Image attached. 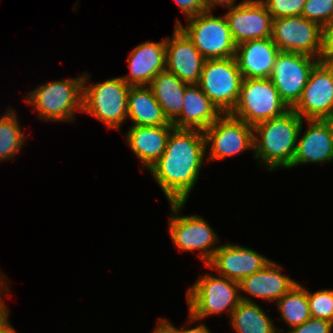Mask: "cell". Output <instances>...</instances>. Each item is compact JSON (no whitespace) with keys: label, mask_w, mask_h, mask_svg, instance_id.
I'll list each match as a JSON object with an SVG mask.
<instances>
[{"label":"cell","mask_w":333,"mask_h":333,"mask_svg":"<svg viewBox=\"0 0 333 333\" xmlns=\"http://www.w3.org/2000/svg\"><path fill=\"white\" fill-rule=\"evenodd\" d=\"M84 74L61 81H49L26 95L24 99L39 119L55 122L75 121L76 111L82 112Z\"/></svg>","instance_id":"3"},{"label":"cell","mask_w":333,"mask_h":333,"mask_svg":"<svg viewBox=\"0 0 333 333\" xmlns=\"http://www.w3.org/2000/svg\"><path fill=\"white\" fill-rule=\"evenodd\" d=\"M188 85L166 69L159 72L149 84L164 116L171 123L182 112L185 88Z\"/></svg>","instance_id":"24"},{"label":"cell","mask_w":333,"mask_h":333,"mask_svg":"<svg viewBox=\"0 0 333 333\" xmlns=\"http://www.w3.org/2000/svg\"><path fill=\"white\" fill-rule=\"evenodd\" d=\"M292 109L302 119H333V67L319 60Z\"/></svg>","instance_id":"12"},{"label":"cell","mask_w":333,"mask_h":333,"mask_svg":"<svg viewBox=\"0 0 333 333\" xmlns=\"http://www.w3.org/2000/svg\"><path fill=\"white\" fill-rule=\"evenodd\" d=\"M5 292L6 294L10 292L7 281L0 286V330H15L8 320L9 310L4 303V299L1 297V295H4Z\"/></svg>","instance_id":"34"},{"label":"cell","mask_w":333,"mask_h":333,"mask_svg":"<svg viewBox=\"0 0 333 333\" xmlns=\"http://www.w3.org/2000/svg\"><path fill=\"white\" fill-rule=\"evenodd\" d=\"M275 303H277L280 318L290 329L311 318L307 289L299 283Z\"/></svg>","instance_id":"26"},{"label":"cell","mask_w":333,"mask_h":333,"mask_svg":"<svg viewBox=\"0 0 333 333\" xmlns=\"http://www.w3.org/2000/svg\"><path fill=\"white\" fill-rule=\"evenodd\" d=\"M279 52L268 37L240 43L234 57L243 79H266L272 73Z\"/></svg>","instance_id":"19"},{"label":"cell","mask_w":333,"mask_h":333,"mask_svg":"<svg viewBox=\"0 0 333 333\" xmlns=\"http://www.w3.org/2000/svg\"><path fill=\"white\" fill-rule=\"evenodd\" d=\"M188 323L228 311L231 316L240 298L239 282L223 276L201 275L186 292Z\"/></svg>","instance_id":"4"},{"label":"cell","mask_w":333,"mask_h":333,"mask_svg":"<svg viewBox=\"0 0 333 333\" xmlns=\"http://www.w3.org/2000/svg\"><path fill=\"white\" fill-rule=\"evenodd\" d=\"M17 117L11 108L0 117V162L14 159L26 142Z\"/></svg>","instance_id":"27"},{"label":"cell","mask_w":333,"mask_h":333,"mask_svg":"<svg viewBox=\"0 0 333 333\" xmlns=\"http://www.w3.org/2000/svg\"><path fill=\"white\" fill-rule=\"evenodd\" d=\"M205 59L186 34L175 26L166 37V70L187 84H198Z\"/></svg>","instance_id":"17"},{"label":"cell","mask_w":333,"mask_h":333,"mask_svg":"<svg viewBox=\"0 0 333 333\" xmlns=\"http://www.w3.org/2000/svg\"><path fill=\"white\" fill-rule=\"evenodd\" d=\"M332 331V322L311 317L305 323L287 330L286 333H332Z\"/></svg>","instance_id":"31"},{"label":"cell","mask_w":333,"mask_h":333,"mask_svg":"<svg viewBox=\"0 0 333 333\" xmlns=\"http://www.w3.org/2000/svg\"><path fill=\"white\" fill-rule=\"evenodd\" d=\"M186 20V27L178 19L175 26L186 34L205 60L235 56L237 45L224 15L216 17L212 11H204Z\"/></svg>","instance_id":"6"},{"label":"cell","mask_w":333,"mask_h":333,"mask_svg":"<svg viewBox=\"0 0 333 333\" xmlns=\"http://www.w3.org/2000/svg\"><path fill=\"white\" fill-rule=\"evenodd\" d=\"M307 298L311 317L333 323V289H323L314 293L307 290Z\"/></svg>","instance_id":"28"},{"label":"cell","mask_w":333,"mask_h":333,"mask_svg":"<svg viewBox=\"0 0 333 333\" xmlns=\"http://www.w3.org/2000/svg\"><path fill=\"white\" fill-rule=\"evenodd\" d=\"M319 60L296 52L280 51L277 55L269 79L290 108L300 99L310 72Z\"/></svg>","instance_id":"13"},{"label":"cell","mask_w":333,"mask_h":333,"mask_svg":"<svg viewBox=\"0 0 333 333\" xmlns=\"http://www.w3.org/2000/svg\"><path fill=\"white\" fill-rule=\"evenodd\" d=\"M281 269V265L271 260L263 269L242 279L239 282V290L270 303L277 302L298 284L295 280L281 274Z\"/></svg>","instance_id":"22"},{"label":"cell","mask_w":333,"mask_h":333,"mask_svg":"<svg viewBox=\"0 0 333 333\" xmlns=\"http://www.w3.org/2000/svg\"><path fill=\"white\" fill-rule=\"evenodd\" d=\"M228 10L224 16L236 45L272 36L273 17L261 0H244Z\"/></svg>","instance_id":"14"},{"label":"cell","mask_w":333,"mask_h":333,"mask_svg":"<svg viewBox=\"0 0 333 333\" xmlns=\"http://www.w3.org/2000/svg\"><path fill=\"white\" fill-rule=\"evenodd\" d=\"M186 19L197 16L205 11L202 0H175Z\"/></svg>","instance_id":"33"},{"label":"cell","mask_w":333,"mask_h":333,"mask_svg":"<svg viewBox=\"0 0 333 333\" xmlns=\"http://www.w3.org/2000/svg\"><path fill=\"white\" fill-rule=\"evenodd\" d=\"M323 28L302 15L273 19L272 41L280 51L321 58Z\"/></svg>","instance_id":"11"},{"label":"cell","mask_w":333,"mask_h":333,"mask_svg":"<svg viewBox=\"0 0 333 333\" xmlns=\"http://www.w3.org/2000/svg\"><path fill=\"white\" fill-rule=\"evenodd\" d=\"M236 0H202V3L205 7V11H213V9L218 5L224 8H231L236 6Z\"/></svg>","instance_id":"36"},{"label":"cell","mask_w":333,"mask_h":333,"mask_svg":"<svg viewBox=\"0 0 333 333\" xmlns=\"http://www.w3.org/2000/svg\"><path fill=\"white\" fill-rule=\"evenodd\" d=\"M273 19L302 14L306 0H261Z\"/></svg>","instance_id":"30"},{"label":"cell","mask_w":333,"mask_h":333,"mask_svg":"<svg viewBox=\"0 0 333 333\" xmlns=\"http://www.w3.org/2000/svg\"><path fill=\"white\" fill-rule=\"evenodd\" d=\"M241 301L229 316L235 333H280L271 318L255 301L243 294Z\"/></svg>","instance_id":"25"},{"label":"cell","mask_w":333,"mask_h":333,"mask_svg":"<svg viewBox=\"0 0 333 333\" xmlns=\"http://www.w3.org/2000/svg\"><path fill=\"white\" fill-rule=\"evenodd\" d=\"M186 202H170L171 217H169L168 231L175 247L182 252L199 250L198 256L205 266L212 259L218 236L200 215L181 216L180 210ZM180 215V216H179Z\"/></svg>","instance_id":"8"},{"label":"cell","mask_w":333,"mask_h":333,"mask_svg":"<svg viewBox=\"0 0 333 333\" xmlns=\"http://www.w3.org/2000/svg\"><path fill=\"white\" fill-rule=\"evenodd\" d=\"M208 160L232 157L245 150H254L253 127L230 113L222 114L204 131Z\"/></svg>","instance_id":"10"},{"label":"cell","mask_w":333,"mask_h":333,"mask_svg":"<svg viewBox=\"0 0 333 333\" xmlns=\"http://www.w3.org/2000/svg\"><path fill=\"white\" fill-rule=\"evenodd\" d=\"M331 58H333V20L328 22L323 27L322 52L320 60L328 62Z\"/></svg>","instance_id":"32"},{"label":"cell","mask_w":333,"mask_h":333,"mask_svg":"<svg viewBox=\"0 0 333 333\" xmlns=\"http://www.w3.org/2000/svg\"><path fill=\"white\" fill-rule=\"evenodd\" d=\"M129 74L121 76L130 86H149L152 79L166 69V38L137 45L129 54Z\"/></svg>","instance_id":"18"},{"label":"cell","mask_w":333,"mask_h":333,"mask_svg":"<svg viewBox=\"0 0 333 333\" xmlns=\"http://www.w3.org/2000/svg\"><path fill=\"white\" fill-rule=\"evenodd\" d=\"M290 109L269 78L243 79L238 102L230 114L254 127Z\"/></svg>","instance_id":"7"},{"label":"cell","mask_w":333,"mask_h":333,"mask_svg":"<svg viewBox=\"0 0 333 333\" xmlns=\"http://www.w3.org/2000/svg\"><path fill=\"white\" fill-rule=\"evenodd\" d=\"M127 118L133 122L132 126L173 125L164 116L149 86L130 87Z\"/></svg>","instance_id":"23"},{"label":"cell","mask_w":333,"mask_h":333,"mask_svg":"<svg viewBox=\"0 0 333 333\" xmlns=\"http://www.w3.org/2000/svg\"><path fill=\"white\" fill-rule=\"evenodd\" d=\"M184 328L185 327L180 329L181 333H211L210 330L203 323L190 329L189 328L184 329Z\"/></svg>","instance_id":"37"},{"label":"cell","mask_w":333,"mask_h":333,"mask_svg":"<svg viewBox=\"0 0 333 333\" xmlns=\"http://www.w3.org/2000/svg\"><path fill=\"white\" fill-rule=\"evenodd\" d=\"M303 119L291 108L253 127L254 158L269 171L290 169Z\"/></svg>","instance_id":"2"},{"label":"cell","mask_w":333,"mask_h":333,"mask_svg":"<svg viewBox=\"0 0 333 333\" xmlns=\"http://www.w3.org/2000/svg\"><path fill=\"white\" fill-rule=\"evenodd\" d=\"M4 276V277H3ZM7 276L3 275L1 272H0V286L6 281V278Z\"/></svg>","instance_id":"38"},{"label":"cell","mask_w":333,"mask_h":333,"mask_svg":"<svg viewBox=\"0 0 333 333\" xmlns=\"http://www.w3.org/2000/svg\"><path fill=\"white\" fill-rule=\"evenodd\" d=\"M82 112L88 113L103 122L109 129H117L127 119L128 85L122 77H114L103 82L89 83L90 75L84 72Z\"/></svg>","instance_id":"5"},{"label":"cell","mask_w":333,"mask_h":333,"mask_svg":"<svg viewBox=\"0 0 333 333\" xmlns=\"http://www.w3.org/2000/svg\"><path fill=\"white\" fill-rule=\"evenodd\" d=\"M301 15L323 28L333 20V0H306Z\"/></svg>","instance_id":"29"},{"label":"cell","mask_w":333,"mask_h":333,"mask_svg":"<svg viewBox=\"0 0 333 333\" xmlns=\"http://www.w3.org/2000/svg\"><path fill=\"white\" fill-rule=\"evenodd\" d=\"M270 261L253 249L226 243L219 245L206 267L223 277L240 282L263 269Z\"/></svg>","instance_id":"16"},{"label":"cell","mask_w":333,"mask_h":333,"mask_svg":"<svg viewBox=\"0 0 333 333\" xmlns=\"http://www.w3.org/2000/svg\"><path fill=\"white\" fill-rule=\"evenodd\" d=\"M223 113L197 84L185 88L181 114L172 122L175 128L205 131Z\"/></svg>","instance_id":"20"},{"label":"cell","mask_w":333,"mask_h":333,"mask_svg":"<svg viewBox=\"0 0 333 333\" xmlns=\"http://www.w3.org/2000/svg\"><path fill=\"white\" fill-rule=\"evenodd\" d=\"M243 76L235 57L205 60L198 86L223 113L235 108Z\"/></svg>","instance_id":"9"},{"label":"cell","mask_w":333,"mask_h":333,"mask_svg":"<svg viewBox=\"0 0 333 333\" xmlns=\"http://www.w3.org/2000/svg\"><path fill=\"white\" fill-rule=\"evenodd\" d=\"M173 125L132 126L126 142L140 159L142 168L149 170L164 153Z\"/></svg>","instance_id":"21"},{"label":"cell","mask_w":333,"mask_h":333,"mask_svg":"<svg viewBox=\"0 0 333 333\" xmlns=\"http://www.w3.org/2000/svg\"><path fill=\"white\" fill-rule=\"evenodd\" d=\"M328 62L333 67V58H331Z\"/></svg>","instance_id":"40"},{"label":"cell","mask_w":333,"mask_h":333,"mask_svg":"<svg viewBox=\"0 0 333 333\" xmlns=\"http://www.w3.org/2000/svg\"><path fill=\"white\" fill-rule=\"evenodd\" d=\"M152 333H181L178 327H175L170 321H167L164 318L158 319L156 328Z\"/></svg>","instance_id":"35"},{"label":"cell","mask_w":333,"mask_h":333,"mask_svg":"<svg viewBox=\"0 0 333 333\" xmlns=\"http://www.w3.org/2000/svg\"><path fill=\"white\" fill-rule=\"evenodd\" d=\"M304 121L309 126L301 137ZM325 162H333V119H303L290 168Z\"/></svg>","instance_id":"15"},{"label":"cell","mask_w":333,"mask_h":333,"mask_svg":"<svg viewBox=\"0 0 333 333\" xmlns=\"http://www.w3.org/2000/svg\"><path fill=\"white\" fill-rule=\"evenodd\" d=\"M0 333H17L16 330H0Z\"/></svg>","instance_id":"39"},{"label":"cell","mask_w":333,"mask_h":333,"mask_svg":"<svg viewBox=\"0 0 333 333\" xmlns=\"http://www.w3.org/2000/svg\"><path fill=\"white\" fill-rule=\"evenodd\" d=\"M207 154L204 132L173 128L162 156L148 170L168 202H186Z\"/></svg>","instance_id":"1"}]
</instances>
